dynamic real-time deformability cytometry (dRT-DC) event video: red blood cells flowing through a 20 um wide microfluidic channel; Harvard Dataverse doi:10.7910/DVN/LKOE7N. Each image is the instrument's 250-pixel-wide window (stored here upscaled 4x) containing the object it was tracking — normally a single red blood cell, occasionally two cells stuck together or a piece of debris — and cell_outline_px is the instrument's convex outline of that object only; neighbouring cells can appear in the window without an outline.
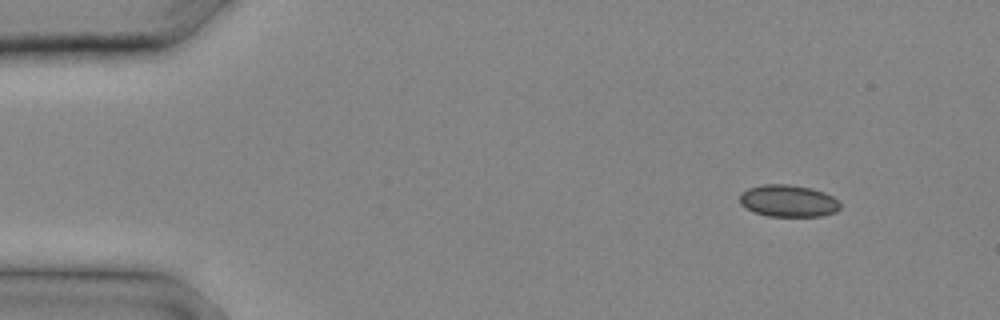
{"species": "common noctule bat (a hibernating species)", "species_latin": "Nyctalus noctula", "temperature_condition": "cold", "stored_images_in_passage": 9, "camera_frame_rate_fps": 3000, "um_per_image_px": 0.085, "animal": {"sex": "male", "body_mass_g": 20.4}, "frame": {"image": 1, "passage_image": 1, "time_ms": 0.0, "image_size_px": [1000, 320], "cell_outline_px": [[840, 208], [836, 212], [820, 216], [768, 216], [752, 212], [744, 208], [740, 204], [740, 192], [748, 188], [764, 184], [788, 184], [812, 188], [824, 192], [832, 196], [840, 204]], "centroid_in_image_um": [66.96, 17.07], "position_along_channel_um": 18.0, "area_um2": 18.9}}